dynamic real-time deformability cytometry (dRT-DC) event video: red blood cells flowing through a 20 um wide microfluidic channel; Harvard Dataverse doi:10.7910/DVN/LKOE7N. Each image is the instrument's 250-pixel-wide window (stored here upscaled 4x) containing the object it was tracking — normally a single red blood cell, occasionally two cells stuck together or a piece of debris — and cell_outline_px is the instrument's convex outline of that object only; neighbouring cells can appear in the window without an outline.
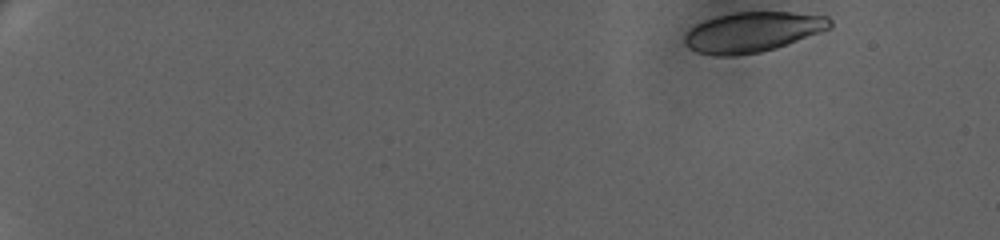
{"species": "human", "species_latin": "Homo sapiens", "temperature_condition": "warm", "stored_images_in_passage": 60, "camera_frame_rate_fps": 3000, "um_per_image_px": 0.085, "donor": {"sex": "female"}, "frame": {"image": 1, "passage_image": 1, "time_ms": 0.0, "image_size_px": [1000, 240], "cell_outline_px": [[832, 28], [776, 48], [760, 52], [736, 56], [716, 56], [696, 52], [688, 48], [684, 44], [684, 32], [688, 28], [704, 20], [716, 16], [732, 12], [792, 12], [828, 16], [832, 20]], "centroid_in_image_um": [63.93, 2.72], "position_along_channel_um": 21.1, "area_um2": 34.45}}
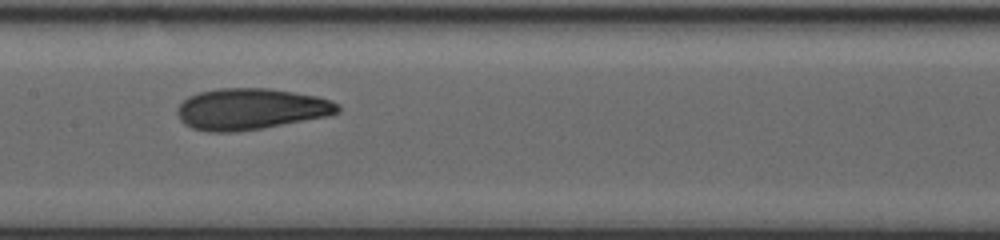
{"frame": {"image": 2, "passage_image": 32, "time_ms": 10.333, "image_size_px": [1000, 240], "cell_outline_px": [[340, 112], [328, 116], [260, 128], [232, 132], [208, 132], [192, 128], [184, 124], [180, 120], [176, 112], [176, 108], [188, 96], [200, 92], [220, 88], [268, 88], [316, 96], [332, 100], [340, 104]], "centroid_in_image_um": [21.3, 9.26], "position_along_channel_um": 186.1, "area_um2": 38.55}}
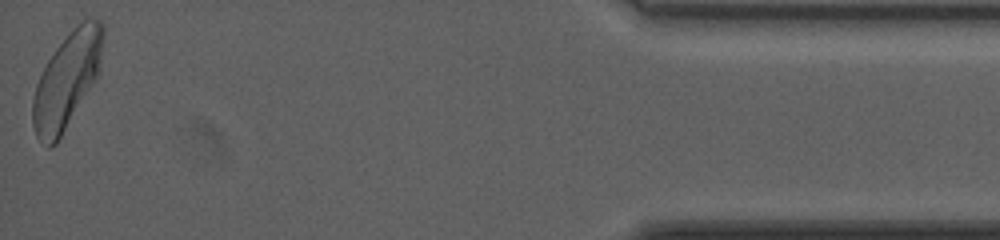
{"frame": {"image": 3, "passage_image": 60, "time_ms": 19.667, "image_size_px": [1000, 240], "cell_outline_px": [[104, 40], [100, 72], [56, 144], [52, 148], [48, 148], [36, 136], [32, 124], [32, 100], [36, 84], [48, 60], [56, 48], [84, 20], [100, 20], [104, 24]], "centroid_in_image_um": [5.69, 6.87], "position_along_channel_um": 429.5, "area_um2": 38.67}, "authors_computed_cell_mechanics": {"area_um2": 37.1654, "velocity_mm_per_s": 3.2942, "shape_relaxation_time_tau1_ms": 6.0508, "shape_relaxation_time_tau2_ms": 1.6443, "deformation_change_tau1": 0.1821, "deformation_change_tau2": 0.0744}}